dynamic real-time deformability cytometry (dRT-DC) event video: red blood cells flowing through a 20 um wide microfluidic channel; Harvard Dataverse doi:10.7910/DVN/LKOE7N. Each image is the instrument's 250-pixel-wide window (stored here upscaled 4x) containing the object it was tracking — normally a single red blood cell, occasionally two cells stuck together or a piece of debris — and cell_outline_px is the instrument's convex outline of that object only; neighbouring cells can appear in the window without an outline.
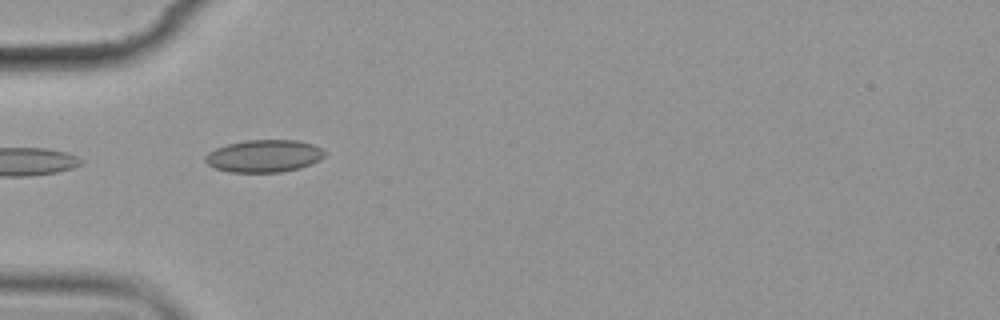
{"species": "common noctule bat (a hibernating species)", "species_latin": "Nyctalus noctula", "temperature_condition": "cold", "stored_images_in_passage": 6, "camera_frame_rate_fps": 3000, "um_per_image_px": 0.085, "animal": {"sex": "female", "body_mass_g": 19.9}, "frame": {"image": 1, "passage_image": 5, "time_ms": 5.667, "image_size_px": [1000, 320], "cell_outline_px": [[324, 156], [320, 160], [300, 168], [280, 172], [228, 172], [216, 168], [208, 164], [204, 160], [204, 156], [208, 152], [216, 148], [228, 144], [244, 140], [296, 140], [312, 144], [320, 148], [324, 152]], "centroid_in_image_um": [22.42, 13.26], "position_along_channel_um": 62.6, "area_um2": 22.48}}